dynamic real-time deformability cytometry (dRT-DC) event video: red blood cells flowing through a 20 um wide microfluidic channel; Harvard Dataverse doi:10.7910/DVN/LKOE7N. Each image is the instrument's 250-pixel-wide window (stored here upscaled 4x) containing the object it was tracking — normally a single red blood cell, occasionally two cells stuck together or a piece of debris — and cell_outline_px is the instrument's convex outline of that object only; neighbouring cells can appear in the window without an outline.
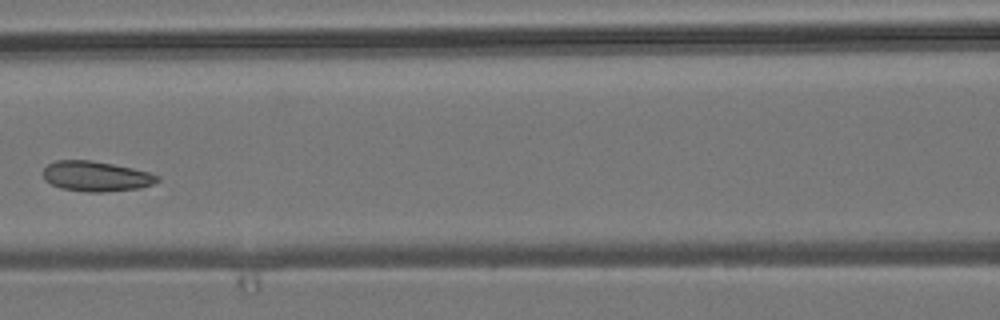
{"species": "common noctule bat (a hibernating species)", "species_latin": "Nyctalus noctula", "temperature_condition": "room temperature", "stored_images_in_passage": 5, "camera_frame_rate_fps": 3000, "um_per_image_px": 0.085, "animal": {"sex": "male", "body_mass_g": 19.2, "forearm_length_mm": 51.8}, "frame": {"image": 1, "passage_image": 5, "time_ms": 5.667, "image_size_px": [1000, 320], "cell_outline_px": [[160, 180], [152, 184], [140, 188], [104, 192], [88, 192], [60, 188], [44, 180], [44, 168], [48, 164], [56, 160], [88, 160], [112, 164], [132, 168], [148, 172], [160, 176]], "centroid_in_image_um": [8.17, 14.99], "position_along_channel_um": 158.4, "area_um2": 20.0}}